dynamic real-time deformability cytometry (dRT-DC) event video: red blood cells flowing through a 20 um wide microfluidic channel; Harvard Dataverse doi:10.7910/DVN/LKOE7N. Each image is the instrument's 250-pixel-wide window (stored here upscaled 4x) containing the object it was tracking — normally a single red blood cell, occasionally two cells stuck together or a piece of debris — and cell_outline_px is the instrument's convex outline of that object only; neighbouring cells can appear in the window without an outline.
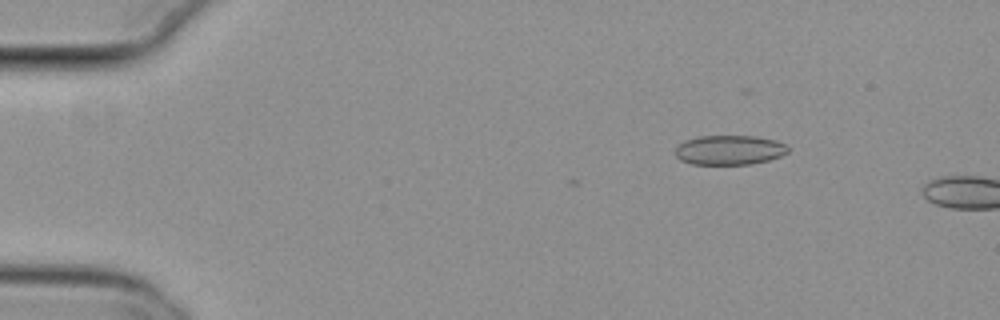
{"species": "common noctule bat (a hibernating species)", "species_latin": "Nyctalus noctula", "temperature_condition": "cold", "stored_images_in_passage": 7, "camera_frame_rate_fps": 3000, "um_per_image_px": 0.085, "animal": {"sex": "female", "body_mass_g": 29.2, "forearm_length_mm": 56.3}, "frame": {"image": 1, "passage_image": 4, "time_ms": 1.0, "image_size_px": [1000, 320], "cell_outline_px": [[788, 152], [780, 156], [768, 160], [752, 164], [692, 164], [680, 160], [676, 156], [676, 148], [684, 140], [700, 136], [756, 136], [776, 140], [784, 144], [788, 148]], "centroid_in_image_um": [62.0, 12.75], "position_along_channel_um": 23.0, "area_um2": 19.36}}